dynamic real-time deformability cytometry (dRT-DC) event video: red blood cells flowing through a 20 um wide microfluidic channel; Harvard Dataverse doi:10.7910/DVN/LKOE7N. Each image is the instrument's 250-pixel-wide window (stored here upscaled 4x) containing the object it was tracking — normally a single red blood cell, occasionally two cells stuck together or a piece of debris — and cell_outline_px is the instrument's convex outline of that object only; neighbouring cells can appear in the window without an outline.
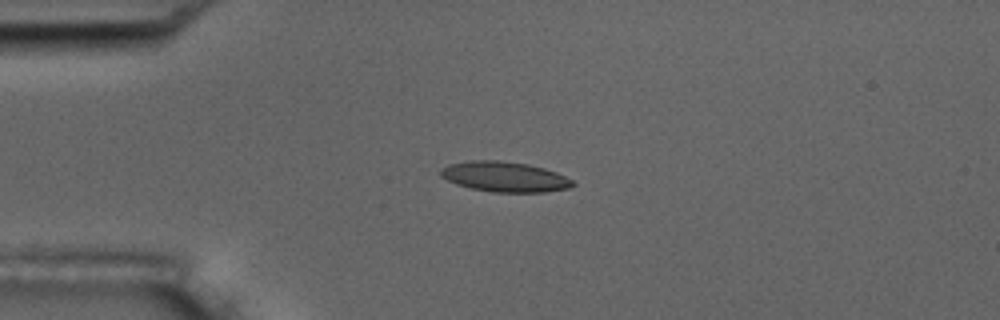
{"species": "common noctule bat (a hibernating species)", "species_latin": "Nyctalus noctula", "temperature_condition": "room temperature", "stored_images_in_passage": 5, "camera_frame_rate_fps": 3000, "um_per_image_px": 0.085, "animal": {"sex": "male", "body_mass_g": 17.5, "forearm_length_mm": 52.3}, "frame": {"image": 1, "passage_image": 4, "time_ms": 3.667, "image_size_px": [1000, 320], "cell_outline_px": [[576, 184], [568, 188], [544, 192], [492, 192], [472, 188], [456, 184], [440, 176], [440, 168], [448, 164], [472, 160], [500, 160], [528, 164], [544, 168], [556, 172], [572, 180]], "centroid_in_image_um": [42.87, 15.02], "position_along_channel_um": 42.1, "area_um2": 23.24}}